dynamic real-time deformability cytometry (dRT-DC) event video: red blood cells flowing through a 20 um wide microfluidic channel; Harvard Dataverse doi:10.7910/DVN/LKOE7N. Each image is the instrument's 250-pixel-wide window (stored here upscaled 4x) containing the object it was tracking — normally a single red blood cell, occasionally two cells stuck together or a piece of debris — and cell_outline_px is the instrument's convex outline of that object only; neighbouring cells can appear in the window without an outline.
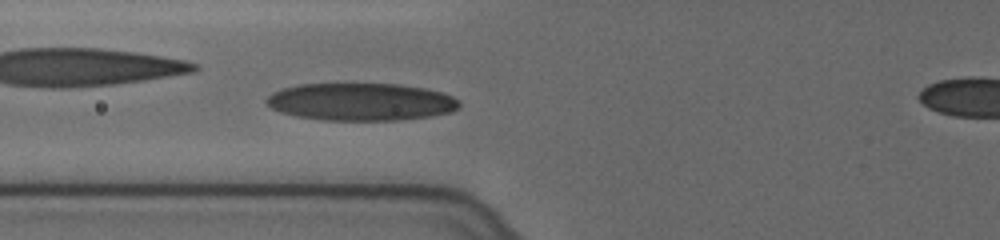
{"species": "human", "species_latin": "Homo sapiens", "temperature_condition": "cold", "stored_images_in_passage": 4, "segment_of_instrument_passage": [1, 2], "camera_frame_rate_fps": 3000, "um_per_image_px": 0.085, "donor": {"sex": "female"}, "frame": {"image": 1, "passage_image": 3, "time_ms": 0.667, "image_size_px": [1000, 240], "cell_outline_px": [[460, 108], [452, 112], [428, 116], [396, 120], [324, 120], [296, 116], [280, 112], [272, 108], [264, 100], [272, 92], [284, 88], [300, 84], [400, 84], [424, 88], [440, 92], [452, 96], [460, 100]], "centroid_in_image_um": [30.69, 8.65], "position_along_channel_um": 95.1, "area_um2": 42.14}}